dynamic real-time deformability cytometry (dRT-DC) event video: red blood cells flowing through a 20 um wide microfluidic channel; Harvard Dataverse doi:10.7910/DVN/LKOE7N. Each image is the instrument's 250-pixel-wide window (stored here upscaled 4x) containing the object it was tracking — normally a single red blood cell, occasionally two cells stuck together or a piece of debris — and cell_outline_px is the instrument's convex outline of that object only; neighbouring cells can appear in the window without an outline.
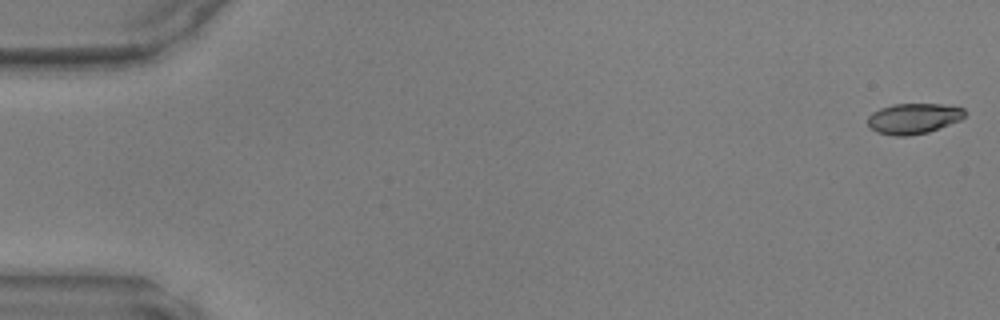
{"species": "common noctule bat (a hibernating species)", "species_latin": "Nyctalus noctula", "temperature_condition": "warm", "stored_images_in_passage": 10, "camera_frame_rate_fps": 3000, "um_per_image_px": 0.085, "animal": {"sex": "male", "body_mass_g": 17.9, "forearm_length_mm": 54.2}, "frame": {"image": 1, "passage_image": 1, "time_ms": 0.0, "image_size_px": [1000, 320], "cell_outline_px": [[964, 116], [960, 120], [928, 132], [908, 136], [896, 136], [876, 132], [868, 124], [868, 116], [872, 112], [880, 108], [892, 104], [940, 104], [964, 108]], "centroid_in_image_um": [77.62, 10.07], "position_along_channel_um": 7.4, "area_um2": 17.17}}